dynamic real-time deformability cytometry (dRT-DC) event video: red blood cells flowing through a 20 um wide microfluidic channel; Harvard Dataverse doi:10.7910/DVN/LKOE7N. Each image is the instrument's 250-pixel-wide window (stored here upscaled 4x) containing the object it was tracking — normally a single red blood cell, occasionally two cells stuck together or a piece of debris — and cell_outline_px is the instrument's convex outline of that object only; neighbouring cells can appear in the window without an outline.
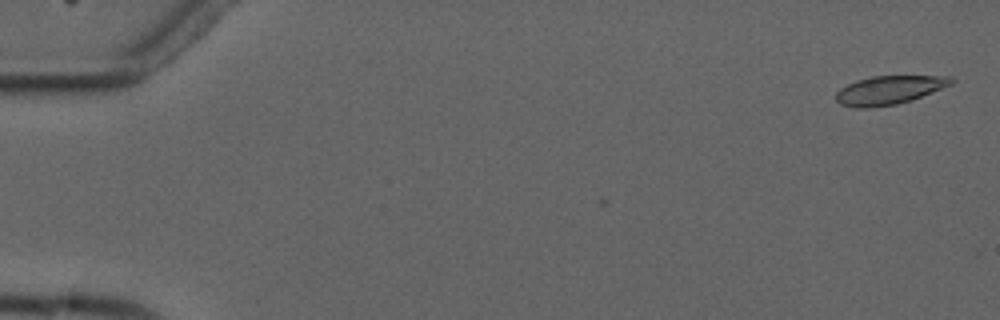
{"species": "common noctule bat (a hibernating species)", "species_latin": "Nyctalus noctula", "temperature_condition": "cold", "stored_images_in_passage": 2, "camera_frame_rate_fps": 3000, "um_per_image_px": 0.085, "animal": {"sex": "male", "forearm_length_mm": 52.5}, "frame": {"image": 1, "passage_image": 2, "time_ms": 1.333, "image_size_px": [1000, 320], "cell_outline_px": [[956, 80], [952, 84], [912, 100], [896, 104], [868, 108], [856, 108], [840, 104], [836, 100], [836, 92], [840, 88], [856, 80], [872, 76], [952, 76]], "centroid_in_image_um": [75.58, 7.65], "position_along_channel_um": 9.4, "area_um2": 19.25}}